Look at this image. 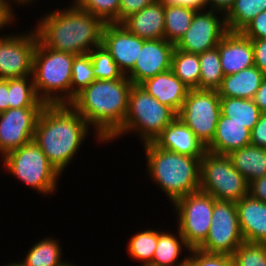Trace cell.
Here are the masks:
<instances>
[{"instance_id":"obj_1","label":"cell","mask_w":266,"mask_h":266,"mask_svg":"<svg viewBox=\"0 0 266 266\" xmlns=\"http://www.w3.org/2000/svg\"><path fill=\"white\" fill-rule=\"evenodd\" d=\"M90 125L70 105H46L41 111L33 141L61 175L89 136Z\"/></svg>"},{"instance_id":"obj_2","label":"cell","mask_w":266,"mask_h":266,"mask_svg":"<svg viewBox=\"0 0 266 266\" xmlns=\"http://www.w3.org/2000/svg\"><path fill=\"white\" fill-rule=\"evenodd\" d=\"M65 9L45 13L34 30L46 47L75 55L91 52L102 44L106 23L73 2Z\"/></svg>"},{"instance_id":"obj_3","label":"cell","mask_w":266,"mask_h":266,"mask_svg":"<svg viewBox=\"0 0 266 266\" xmlns=\"http://www.w3.org/2000/svg\"><path fill=\"white\" fill-rule=\"evenodd\" d=\"M131 80H95L70 105L94 128L98 142L107 141L122 127L128 111Z\"/></svg>"},{"instance_id":"obj_4","label":"cell","mask_w":266,"mask_h":266,"mask_svg":"<svg viewBox=\"0 0 266 266\" xmlns=\"http://www.w3.org/2000/svg\"><path fill=\"white\" fill-rule=\"evenodd\" d=\"M144 146L148 177L173 204L177 199L200 190L202 156H187L159 148L153 141Z\"/></svg>"},{"instance_id":"obj_5","label":"cell","mask_w":266,"mask_h":266,"mask_svg":"<svg viewBox=\"0 0 266 266\" xmlns=\"http://www.w3.org/2000/svg\"><path fill=\"white\" fill-rule=\"evenodd\" d=\"M75 54L50 49L39 40L33 56V80L38 98L46 105L71 103Z\"/></svg>"},{"instance_id":"obj_6","label":"cell","mask_w":266,"mask_h":266,"mask_svg":"<svg viewBox=\"0 0 266 266\" xmlns=\"http://www.w3.org/2000/svg\"><path fill=\"white\" fill-rule=\"evenodd\" d=\"M177 117L170 107L161 104L140 85H132L128 111L122 127L107 141L136 133L143 142H152Z\"/></svg>"},{"instance_id":"obj_7","label":"cell","mask_w":266,"mask_h":266,"mask_svg":"<svg viewBox=\"0 0 266 266\" xmlns=\"http://www.w3.org/2000/svg\"><path fill=\"white\" fill-rule=\"evenodd\" d=\"M2 165L20 182L44 196L54 194L61 176L32 140L1 158Z\"/></svg>"},{"instance_id":"obj_8","label":"cell","mask_w":266,"mask_h":266,"mask_svg":"<svg viewBox=\"0 0 266 266\" xmlns=\"http://www.w3.org/2000/svg\"><path fill=\"white\" fill-rule=\"evenodd\" d=\"M200 190L216 200L237 202L249 194V183L227 155L206 151L201 158Z\"/></svg>"},{"instance_id":"obj_9","label":"cell","mask_w":266,"mask_h":266,"mask_svg":"<svg viewBox=\"0 0 266 266\" xmlns=\"http://www.w3.org/2000/svg\"><path fill=\"white\" fill-rule=\"evenodd\" d=\"M216 199L201 190L177 199L178 229L190 249L198 248L207 238Z\"/></svg>"},{"instance_id":"obj_10","label":"cell","mask_w":266,"mask_h":266,"mask_svg":"<svg viewBox=\"0 0 266 266\" xmlns=\"http://www.w3.org/2000/svg\"><path fill=\"white\" fill-rule=\"evenodd\" d=\"M221 114L217 90L189 89L177 117L206 147L213 139Z\"/></svg>"},{"instance_id":"obj_11","label":"cell","mask_w":266,"mask_h":266,"mask_svg":"<svg viewBox=\"0 0 266 266\" xmlns=\"http://www.w3.org/2000/svg\"><path fill=\"white\" fill-rule=\"evenodd\" d=\"M243 241L236 202L215 200L208 236L198 249L232 256Z\"/></svg>"},{"instance_id":"obj_12","label":"cell","mask_w":266,"mask_h":266,"mask_svg":"<svg viewBox=\"0 0 266 266\" xmlns=\"http://www.w3.org/2000/svg\"><path fill=\"white\" fill-rule=\"evenodd\" d=\"M38 43L35 30L0 35V79L33 75V56Z\"/></svg>"},{"instance_id":"obj_13","label":"cell","mask_w":266,"mask_h":266,"mask_svg":"<svg viewBox=\"0 0 266 266\" xmlns=\"http://www.w3.org/2000/svg\"><path fill=\"white\" fill-rule=\"evenodd\" d=\"M227 32L224 13L211 9L196 11L189 29L175 44V48L201 54L217 47Z\"/></svg>"},{"instance_id":"obj_14","label":"cell","mask_w":266,"mask_h":266,"mask_svg":"<svg viewBox=\"0 0 266 266\" xmlns=\"http://www.w3.org/2000/svg\"><path fill=\"white\" fill-rule=\"evenodd\" d=\"M44 107L9 108L0 113V155L3 158L33 140Z\"/></svg>"},{"instance_id":"obj_15","label":"cell","mask_w":266,"mask_h":266,"mask_svg":"<svg viewBox=\"0 0 266 266\" xmlns=\"http://www.w3.org/2000/svg\"><path fill=\"white\" fill-rule=\"evenodd\" d=\"M175 44L166 39L144 40L133 69L126 75L134 85L171 69Z\"/></svg>"},{"instance_id":"obj_16","label":"cell","mask_w":266,"mask_h":266,"mask_svg":"<svg viewBox=\"0 0 266 266\" xmlns=\"http://www.w3.org/2000/svg\"><path fill=\"white\" fill-rule=\"evenodd\" d=\"M144 39L129 32L120 23H106L102 44L114 59L120 71L127 75L134 67Z\"/></svg>"},{"instance_id":"obj_17","label":"cell","mask_w":266,"mask_h":266,"mask_svg":"<svg viewBox=\"0 0 266 266\" xmlns=\"http://www.w3.org/2000/svg\"><path fill=\"white\" fill-rule=\"evenodd\" d=\"M217 48L224 76L255 65L252 41L241 32L228 31L219 41Z\"/></svg>"},{"instance_id":"obj_18","label":"cell","mask_w":266,"mask_h":266,"mask_svg":"<svg viewBox=\"0 0 266 266\" xmlns=\"http://www.w3.org/2000/svg\"><path fill=\"white\" fill-rule=\"evenodd\" d=\"M153 142L159 148L187 156H203L206 152L203 143L178 117Z\"/></svg>"},{"instance_id":"obj_19","label":"cell","mask_w":266,"mask_h":266,"mask_svg":"<svg viewBox=\"0 0 266 266\" xmlns=\"http://www.w3.org/2000/svg\"><path fill=\"white\" fill-rule=\"evenodd\" d=\"M236 207L244 241L266 244V203L247 194Z\"/></svg>"},{"instance_id":"obj_20","label":"cell","mask_w":266,"mask_h":266,"mask_svg":"<svg viewBox=\"0 0 266 266\" xmlns=\"http://www.w3.org/2000/svg\"><path fill=\"white\" fill-rule=\"evenodd\" d=\"M161 104L172 108L176 113L182 107L189 88L170 69L146 79L140 84Z\"/></svg>"},{"instance_id":"obj_21","label":"cell","mask_w":266,"mask_h":266,"mask_svg":"<svg viewBox=\"0 0 266 266\" xmlns=\"http://www.w3.org/2000/svg\"><path fill=\"white\" fill-rule=\"evenodd\" d=\"M250 139L251 130L221 113L216 125L215 135L206 146V151L219 155H228L234 150L250 145Z\"/></svg>"},{"instance_id":"obj_22","label":"cell","mask_w":266,"mask_h":266,"mask_svg":"<svg viewBox=\"0 0 266 266\" xmlns=\"http://www.w3.org/2000/svg\"><path fill=\"white\" fill-rule=\"evenodd\" d=\"M164 17V4L158 0L141 11L131 14L120 24L144 40L163 39Z\"/></svg>"},{"instance_id":"obj_23","label":"cell","mask_w":266,"mask_h":266,"mask_svg":"<svg viewBox=\"0 0 266 266\" xmlns=\"http://www.w3.org/2000/svg\"><path fill=\"white\" fill-rule=\"evenodd\" d=\"M265 77L254 65L235 74L225 75L217 91L220 97L253 99Z\"/></svg>"},{"instance_id":"obj_24","label":"cell","mask_w":266,"mask_h":266,"mask_svg":"<svg viewBox=\"0 0 266 266\" xmlns=\"http://www.w3.org/2000/svg\"><path fill=\"white\" fill-rule=\"evenodd\" d=\"M184 246V247H183ZM185 248V249H184ZM183 250H190L177 228L176 235L158 229V244L150 266H182L188 262V255L181 260ZM181 260V261H180Z\"/></svg>"},{"instance_id":"obj_25","label":"cell","mask_w":266,"mask_h":266,"mask_svg":"<svg viewBox=\"0 0 266 266\" xmlns=\"http://www.w3.org/2000/svg\"><path fill=\"white\" fill-rule=\"evenodd\" d=\"M248 183L266 176V148L247 145L227 155Z\"/></svg>"},{"instance_id":"obj_26","label":"cell","mask_w":266,"mask_h":266,"mask_svg":"<svg viewBox=\"0 0 266 266\" xmlns=\"http://www.w3.org/2000/svg\"><path fill=\"white\" fill-rule=\"evenodd\" d=\"M221 113L252 130L262 112L253 99L220 97Z\"/></svg>"},{"instance_id":"obj_27","label":"cell","mask_w":266,"mask_h":266,"mask_svg":"<svg viewBox=\"0 0 266 266\" xmlns=\"http://www.w3.org/2000/svg\"><path fill=\"white\" fill-rule=\"evenodd\" d=\"M164 39L176 44L189 29L196 10L180 6L164 4Z\"/></svg>"},{"instance_id":"obj_28","label":"cell","mask_w":266,"mask_h":266,"mask_svg":"<svg viewBox=\"0 0 266 266\" xmlns=\"http://www.w3.org/2000/svg\"><path fill=\"white\" fill-rule=\"evenodd\" d=\"M62 255L60 242L48 236L31 246L21 263L24 266H59L65 261Z\"/></svg>"},{"instance_id":"obj_29","label":"cell","mask_w":266,"mask_h":266,"mask_svg":"<svg viewBox=\"0 0 266 266\" xmlns=\"http://www.w3.org/2000/svg\"><path fill=\"white\" fill-rule=\"evenodd\" d=\"M9 108L45 107L34 88L32 75L8 79Z\"/></svg>"},{"instance_id":"obj_30","label":"cell","mask_w":266,"mask_h":266,"mask_svg":"<svg viewBox=\"0 0 266 266\" xmlns=\"http://www.w3.org/2000/svg\"><path fill=\"white\" fill-rule=\"evenodd\" d=\"M266 11V0H235L225 14L228 31L240 32L259 13Z\"/></svg>"},{"instance_id":"obj_31","label":"cell","mask_w":266,"mask_h":266,"mask_svg":"<svg viewBox=\"0 0 266 266\" xmlns=\"http://www.w3.org/2000/svg\"><path fill=\"white\" fill-rule=\"evenodd\" d=\"M171 70L189 88L199 89V54L174 49Z\"/></svg>"},{"instance_id":"obj_32","label":"cell","mask_w":266,"mask_h":266,"mask_svg":"<svg viewBox=\"0 0 266 266\" xmlns=\"http://www.w3.org/2000/svg\"><path fill=\"white\" fill-rule=\"evenodd\" d=\"M199 63V89L218 90L224 78L218 48L215 47L199 54Z\"/></svg>"},{"instance_id":"obj_33","label":"cell","mask_w":266,"mask_h":266,"mask_svg":"<svg viewBox=\"0 0 266 266\" xmlns=\"http://www.w3.org/2000/svg\"><path fill=\"white\" fill-rule=\"evenodd\" d=\"M127 242V252L130 257L142 262L141 266L149 265L154 257L158 244V230L146 229L136 232Z\"/></svg>"},{"instance_id":"obj_34","label":"cell","mask_w":266,"mask_h":266,"mask_svg":"<svg viewBox=\"0 0 266 266\" xmlns=\"http://www.w3.org/2000/svg\"><path fill=\"white\" fill-rule=\"evenodd\" d=\"M95 80L93 63L89 53L75 55L72 65L71 102L79 92Z\"/></svg>"},{"instance_id":"obj_35","label":"cell","mask_w":266,"mask_h":266,"mask_svg":"<svg viewBox=\"0 0 266 266\" xmlns=\"http://www.w3.org/2000/svg\"><path fill=\"white\" fill-rule=\"evenodd\" d=\"M89 55L93 63V73L96 80H114L124 76L103 45L95 47L89 52Z\"/></svg>"},{"instance_id":"obj_36","label":"cell","mask_w":266,"mask_h":266,"mask_svg":"<svg viewBox=\"0 0 266 266\" xmlns=\"http://www.w3.org/2000/svg\"><path fill=\"white\" fill-rule=\"evenodd\" d=\"M73 3L105 23H119L120 0H73Z\"/></svg>"},{"instance_id":"obj_37","label":"cell","mask_w":266,"mask_h":266,"mask_svg":"<svg viewBox=\"0 0 266 266\" xmlns=\"http://www.w3.org/2000/svg\"><path fill=\"white\" fill-rule=\"evenodd\" d=\"M232 257L236 266H266V244L243 241Z\"/></svg>"},{"instance_id":"obj_38","label":"cell","mask_w":266,"mask_h":266,"mask_svg":"<svg viewBox=\"0 0 266 266\" xmlns=\"http://www.w3.org/2000/svg\"><path fill=\"white\" fill-rule=\"evenodd\" d=\"M188 262L192 266H231L233 257L228 254L207 253L198 248L188 251Z\"/></svg>"},{"instance_id":"obj_39","label":"cell","mask_w":266,"mask_h":266,"mask_svg":"<svg viewBox=\"0 0 266 266\" xmlns=\"http://www.w3.org/2000/svg\"><path fill=\"white\" fill-rule=\"evenodd\" d=\"M240 32L250 39H266V11L259 13Z\"/></svg>"},{"instance_id":"obj_40","label":"cell","mask_w":266,"mask_h":266,"mask_svg":"<svg viewBox=\"0 0 266 266\" xmlns=\"http://www.w3.org/2000/svg\"><path fill=\"white\" fill-rule=\"evenodd\" d=\"M156 1L158 0H120L119 23L131 14L141 11Z\"/></svg>"},{"instance_id":"obj_41","label":"cell","mask_w":266,"mask_h":266,"mask_svg":"<svg viewBox=\"0 0 266 266\" xmlns=\"http://www.w3.org/2000/svg\"><path fill=\"white\" fill-rule=\"evenodd\" d=\"M251 145L266 148V113H262L251 130Z\"/></svg>"},{"instance_id":"obj_42","label":"cell","mask_w":266,"mask_h":266,"mask_svg":"<svg viewBox=\"0 0 266 266\" xmlns=\"http://www.w3.org/2000/svg\"><path fill=\"white\" fill-rule=\"evenodd\" d=\"M254 50V62L266 76V39H251Z\"/></svg>"},{"instance_id":"obj_43","label":"cell","mask_w":266,"mask_h":266,"mask_svg":"<svg viewBox=\"0 0 266 266\" xmlns=\"http://www.w3.org/2000/svg\"><path fill=\"white\" fill-rule=\"evenodd\" d=\"M249 194L266 203V176L257 178L249 183Z\"/></svg>"},{"instance_id":"obj_44","label":"cell","mask_w":266,"mask_h":266,"mask_svg":"<svg viewBox=\"0 0 266 266\" xmlns=\"http://www.w3.org/2000/svg\"><path fill=\"white\" fill-rule=\"evenodd\" d=\"M15 14L9 8L6 0H0V30L15 22ZM14 21V22H13Z\"/></svg>"},{"instance_id":"obj_45","label":"cell","mask_w":266,"mask_h":266,"mask_svg":"<svg viewBox=\"0 0 266 266\" xmlns=\"http://www.w3.org/2000/svg\"><path fill=\"white\" fill-rule=\"evenodd\" d=\"M163 4L180 5L196 11L206 10V0H159Z\"/></svg>"},{"instance_id":"obj_46","label":"cell","mask_w":266,"mask_h":266,"mask_svg":"<svg viewBox=\"0 0 266 266\" xmlns=\"http://www.w3.org/2000/svg\"><path fill=\"white\" fill-rule=\"evenodd\" d=\"M234 2L235 0H206V9H211L226 14L233 6Z\"/></svg>"},{"instance_id":"obj_47","label":"cell","mask_w":266,"mask_h":266,"mask_svg":"<svg viewBox=\"0 0 266 266\" xmlns=\"http://www.w3.org/2000/svg\"><path fill=\"white\" fill-rule=\"evenodd\" d=\"M255 104L258 106L262 113H266V77L257 90L254 98Z\"/></svg>"},{"instance_id":"obj_48","label":"cell","mask_w":266,"mask_h":266,"mask_svg":"<svg viewBox=\"0 0 266 266\" xmlns=\"http://www.w3.org/2000/svg\"><path fill=\"white\" fill-rule=\"evenodd\" d=\"M9 109L8 79H0V113Z\"/></svg>"},{"instance_id":"obj_49","label":"cell","mask_w":266,"mask_h":266,"mask_svg":"<svg viewBox=\"0 0 266 266\" xmlns=\"http://www.w3.org/2000/svg\"><path fill=\"white\" fill-rule=\"evenodd\" d=\"M33 1H35V0H6V2L8 3L9 8L13 12H14V10H13V6L11 5V3H13V4L15 3L17 5L21 4V6H23V5H26V4L30 5V4H32Z\"/></svg>"},{"instance_id":"obj_50","label":"cell","mask_w":266,"mask_h":266,"mask_svg":"<svg viewBox=\"0 0 266 266\" xmlns=\"http://www.w3.org/2000/svg\"><path fill=\"white\" fill-rule=\"evenodd\" d=\"M3 266H24L22 263H21V261H19V262H12V263H9V264H7V265H3Z\"/></svg>"},{"instance_id":"obj_51","label":"cell","mask_w":266,"mask_h":266,"mask_svg":"<svg viewBox=\"0 0 266 266\" xmlns=\"http://www.w3.org/2000/svg\"><path fill=\"white\" fill-rule=\"evenodd\" d=\"M59 266H76V264L74 265L73 263L71 264V262H66V260Z\"/></svg>"},{"instance_id":"obj_52","label":"cell","mask_w":266,"mask_h":266,"mask_svg":"<svg viewBox=\"0 0 266 266\" xmlns=\"http://www.w3.org/2000/svg\"><path fill=\"white\" fill-rule=\"evenodd\" d=\"M182 266H192V265L189 262H187L186 264H184Z\"/></svg>"}]
</instances>
